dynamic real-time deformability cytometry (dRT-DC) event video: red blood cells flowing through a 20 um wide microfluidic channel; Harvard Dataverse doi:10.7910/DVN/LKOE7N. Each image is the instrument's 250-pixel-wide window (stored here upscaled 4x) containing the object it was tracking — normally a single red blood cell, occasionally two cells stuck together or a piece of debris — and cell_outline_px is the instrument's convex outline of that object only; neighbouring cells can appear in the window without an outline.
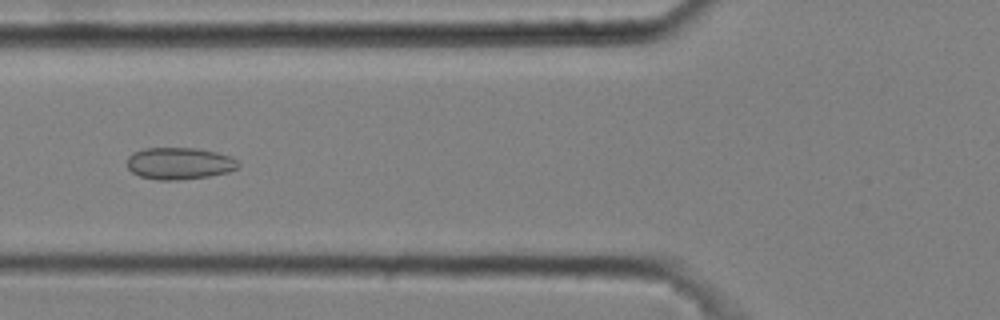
{"species": "common noctule bat (a hibernating species)", "species_latin": "Nyctalus noctula", "temperature_condition": "cold", "stored_images_in_passage": 53, "camera_frame_rate_fps": 3000, "um_per_image_px": 0.085, "animal": {"sex": "male", "body_mass_g": 20.4}, "frame": {"image": 1, "passage_image": 21, "time_ms": 6.667, "image_size_px": [1000, 320], "cell_outline_px": [[240, 164], [236, 168], [228, 172], [208, 176], [176, 180], [156, 180], [140, 176], [132, 172], [128, 168], [128, 156], [132, 152], [144, 148], [196, 148], [216, 152], [232, 156]], "centroid_in_image_um": [15.23, 13.88], "position_along_channel_um": 110.6, "area_um2": 20.69}}
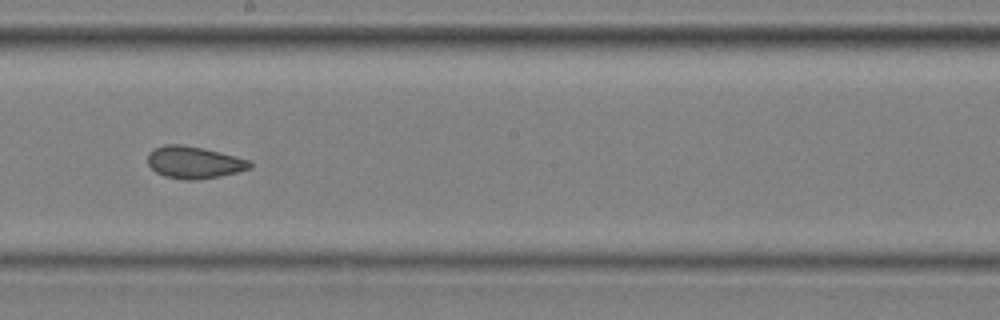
{"frame": {"image": 2, "passage_image": 31, "time_ms": 10.0, "image_size_px": [1000, 320], "cell_outline_px": [[252, 168], [220, 176], [192, 180], [184, 180], [164, 176], [156, 172], [148, 164], [148, 152], [152, 148], [164, 144], [180, 144], [204, 148], [252, 160]], "centroid_in_image_um": [16.49, 13.79], "position_along_channel_um": 231.7, "area_um2": 19.31}}
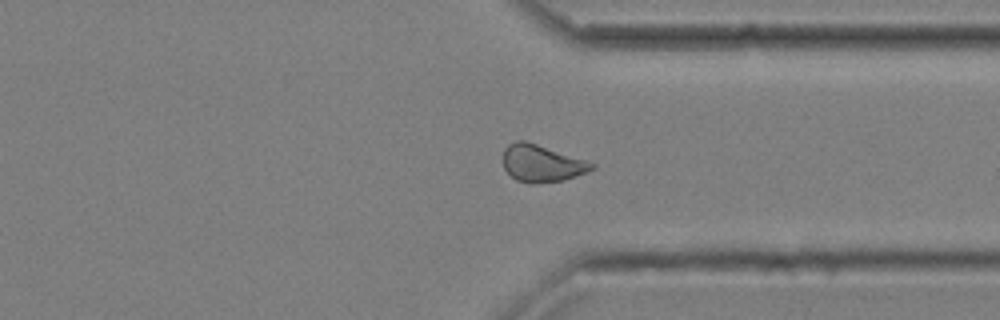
{"frame": {"image": 3, "passage_image": 42, "time_ms": 13.667, "image_size_px": [1000, 320], "cell_outline_px": [[596, 168], [576, 176], [564, 180], [532, 184], [516, 180], [504, 168], [504, 148], [508, 144], [516, 140], [524, 140], [596, 164]], "centroid_in_image_um": [46.03, 13.89], "position_along_channel_um": 365.4, "area_um2": 18.9}, "authors_computed_cell_mechanics": {"area_um2": 20.1144, "velocity_mm_per_s": 3.6373, "shape_relaxation_time_tau1_ms": null, "shape_relaxation_time_tau2_ms": 2.0432, "deformation_change_tau1": null, "deformation_change_tau2": 0.0769}}